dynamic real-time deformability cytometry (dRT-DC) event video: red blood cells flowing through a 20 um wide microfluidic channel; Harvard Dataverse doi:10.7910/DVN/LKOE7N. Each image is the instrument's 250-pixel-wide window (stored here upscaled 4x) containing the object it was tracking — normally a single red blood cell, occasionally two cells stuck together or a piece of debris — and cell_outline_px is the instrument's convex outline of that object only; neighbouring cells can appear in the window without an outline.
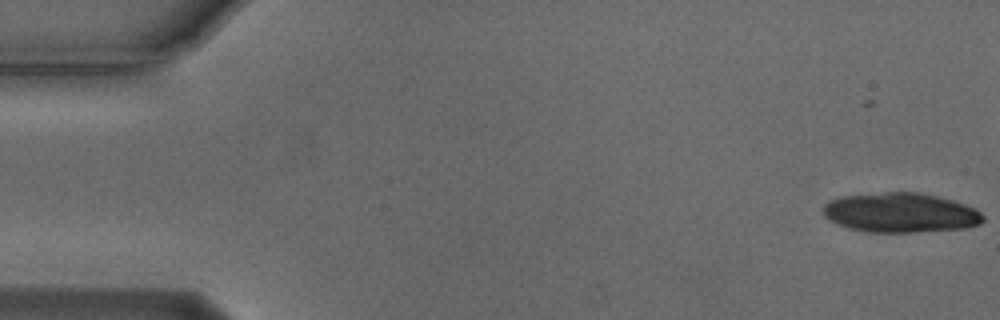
{"species": "Egyptian fruit bat (a non-hibernating species)", "species_latin": "Rousettus aegyptiacus", "temperature_condition": "cold", "stored_images_in_passage": 19, "camera_frame_rate_fps": 3000, "um_per_image_px": 0.085, "animal": {"sex": "male"}, "frame": {"image": 1, "passage_image": 1, "time_ms": 0.0, "image_size_px": [1000, 320], "cell_outline_px": [[984, 220], [980, 224], [964, 228], [912, 232], [864, 232], [848, 228], [836, 224], [824, 216], [824, 204], [828, 200], [840, 196], [884, 192], [920, 192], [952, 200], [964, 204], [980, 212], [984, 216]], "centroid_in_image_um": [76.5, 18.08], "position_along_channel_um": 8.5, "area_um2": 36.99}}